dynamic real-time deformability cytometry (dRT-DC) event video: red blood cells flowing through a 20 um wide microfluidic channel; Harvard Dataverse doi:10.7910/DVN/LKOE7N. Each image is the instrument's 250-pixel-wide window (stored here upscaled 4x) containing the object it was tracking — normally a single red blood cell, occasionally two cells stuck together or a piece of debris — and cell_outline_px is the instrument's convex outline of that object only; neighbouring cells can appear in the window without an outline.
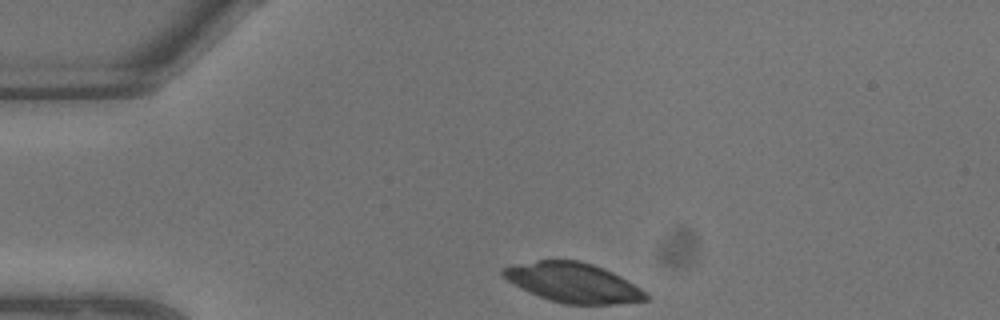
{"species": "common noctule bat (a hibernating species)", "species_latin": "Nyctalus noctula", "temperature_condition": "warm", "stored_images_in_passage": 7, "camera_frame_rate_fps": 3000, "um_per_image_px": 0.085, "animal": {"sex": "male", "body_mass_g": 13.3}, "frame": {"image": 1, "passage_image": 1, "time_ms": 0.0, "image_size_px": [1000, 320], "cell_outline_px": [[648, 300], [616, 304], [564, 304], [540, 296], [508, 280], [500, 272], [504, 268], [512, 264], [536, 260], [580, 260], [604, 268], [620, 276], [640, 288], [648, 296]], "centroid_in_image_um": [48.74, 24.01], "position_along_channel_um": 36.3, "area_um2": 32.48}}
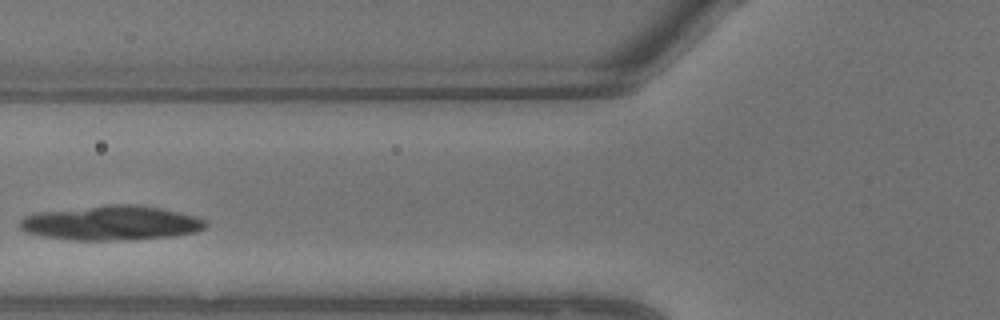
{"frame": {"image": 2, "passage_image": 5, "time_ms": 1.333, "image_size_px": [1000, 320], "cell_outline_px": [[208, 224], [204, 228], [196, 232], [172, 236], [116, 240], [72, 240], [44, 236], [24, 232], [20, 228], [20, 220], [24, 216], [36, 212], [104, 204], [140, 204], [180, 212], [196, 216], [208, 220]], "centroid_in_image_um": [9.45, 18.93], "position_along_channel_um": 116.4, "area_um2": 37.74}}
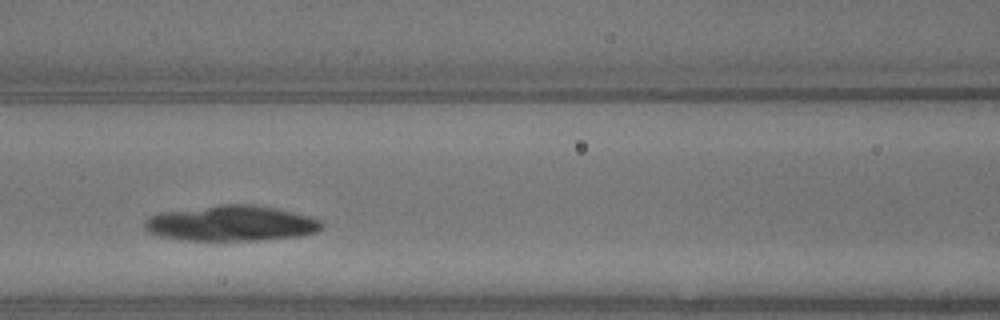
{"frame": {"image": 3, "passage_image": 6, "time_ms": 1.667, "image_size_px": [1000, 320], "cell_outline_px": [[324, 228], [316, 232], [300, 236], [256, 240], [180, 240], [160, 236], [148, 232], [144, 228], [144, 220], [148, 216], [156, 212], [220, 204], [256, 204], [312, 216], [324, 220]], "centroid_in_image_um": [19.65, 18.97], "position_along_channel_um": 147.0, "area_um2": 37.34}}